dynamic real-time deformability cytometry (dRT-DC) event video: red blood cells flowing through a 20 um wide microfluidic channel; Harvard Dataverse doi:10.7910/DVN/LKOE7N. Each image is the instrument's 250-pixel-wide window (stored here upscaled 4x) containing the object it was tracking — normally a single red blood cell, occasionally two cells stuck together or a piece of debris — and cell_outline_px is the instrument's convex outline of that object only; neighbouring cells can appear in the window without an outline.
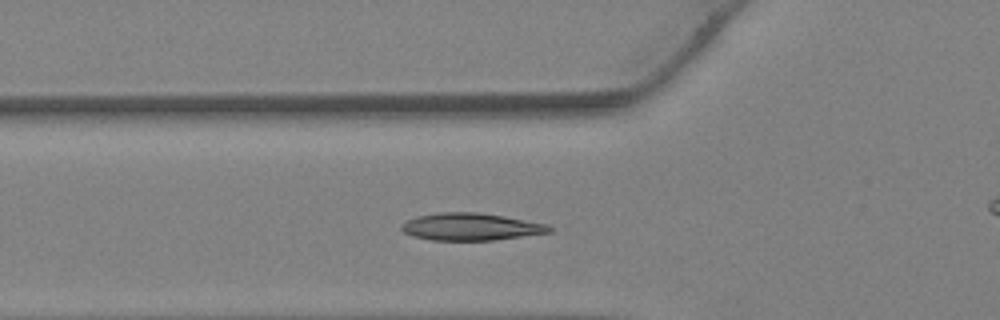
{"species": "Egyptian fruit bat (a non-hibernating species)", "species_latin": "Rousettus aegyptiacus", "temperature_condition": "warm", "stored_images_in_passage": 22, "camera_frame_rate_fps": 3000, "um_per_image_px": 0.085, "animal": {"sex": "female"}, "frame": {"image": 1, "passage_image": 2, "time_ms": 0.333, "image_size_px": [1000, 320], "cell_outline_px": [[552, 232], [496, 240], [432, 240], [412, 236], [404, 232], [400, 228], [400, 224], [416, 216], [440, 212], [480, 212], [504, 216], [548, 224], [552, 228]], "centroid_in_image_um": [40.02, 19.27], "position_along_channel_um": 85.8, "area_um2": 23.64}}
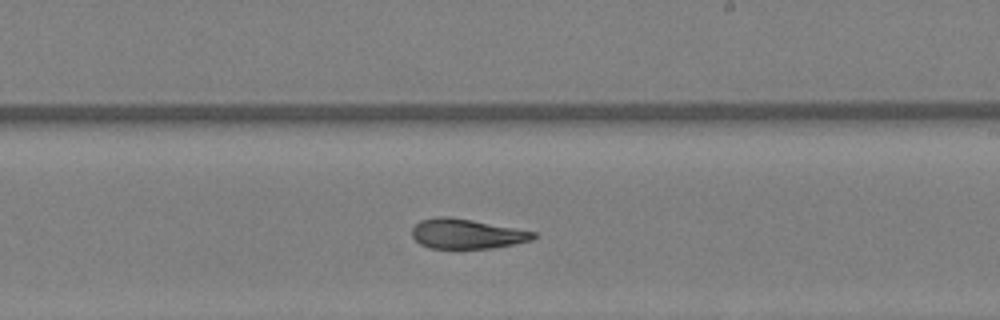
{"frame": {"image": 2, "passage_image": 11, "time_ms": 3.333, "image_size_px": [1000, 320], "cell_outline_px": [[536, 236], [532, 240], [492, 248], [428, 248], [420, 244], [412, 236], [412, 228], [420, 220], [436, 216], [448, 216], [472, 220], [536, 232]], "centroid_in_image_um": [39.63, 19.87], "position_along_channel_um": 249.4, "area_um2": 20.98}}
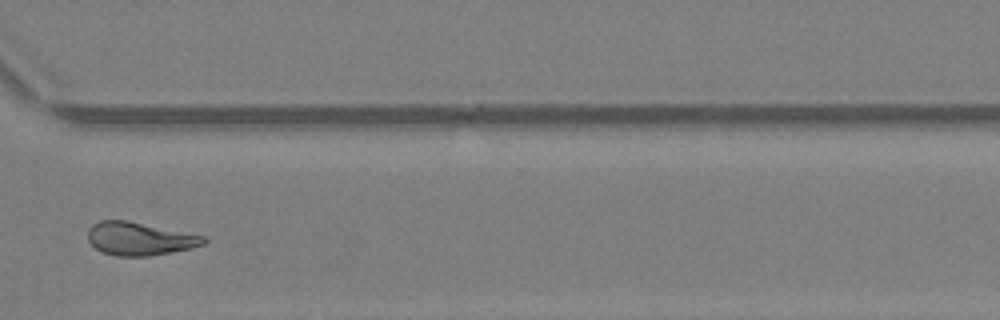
{"frame": {"image": 3, "passage_image": 17, "time_ms": 5.333, "image_size_px": [1000, 320], "cell_outline_px": [[208, 240], [204, 244], [192, 248], [148, 256], [116, 256], [104, 252], [96, 248], [88, 240], [88, 228], [92, 224], [100, 220], [128, 220], [204, 236]], "centroid_in_image_um": [11.85, 20.28], "position_along_channel_um": 358.7, "area_um2": 22.25}}